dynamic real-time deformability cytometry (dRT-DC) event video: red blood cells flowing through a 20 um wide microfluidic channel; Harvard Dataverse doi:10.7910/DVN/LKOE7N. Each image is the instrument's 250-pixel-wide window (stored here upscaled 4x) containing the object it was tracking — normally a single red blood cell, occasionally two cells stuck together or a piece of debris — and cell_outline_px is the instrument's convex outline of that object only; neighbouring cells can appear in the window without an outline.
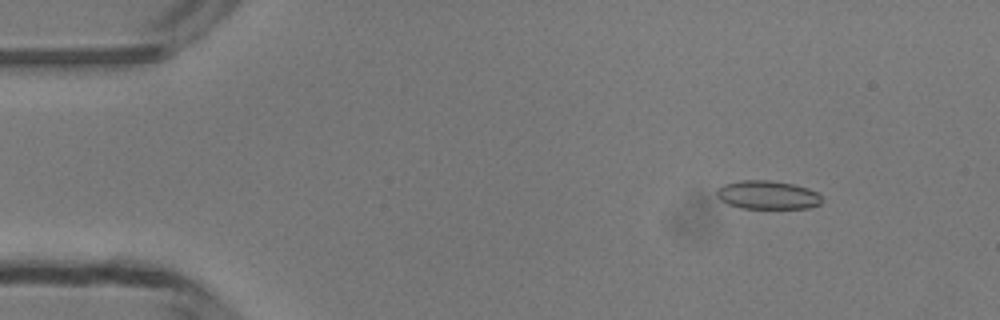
{"species": "common noctule bat (a hibernating species)", "species_latin": "Nyctalus noctula", "temperature_condition": "room temperature", "stored_images_in_passage": 48, "camera_frame_rate_fps": 3000, "um_per_image_px": 0.085, "animal": {"sex": "male", "body_mass_g": 13.3}, "frame": {"image": 1, "passage_image": 5, "time_ms": 1.333, "image_size_px": [1000, 320], "cell_outline_px": [[820, 204], [808, 208], [740, 208], [728, 204], [720, 200], [716, 196], [716, 188], [724, 184], [740, 180], [768, 180], [792, 184], [808, 188], [816, 192], [820, 196]], "centroid_in_image_um": [65.18, 16.57], "position_along_channel_um": 19.8, "area_um2": 17.46}}
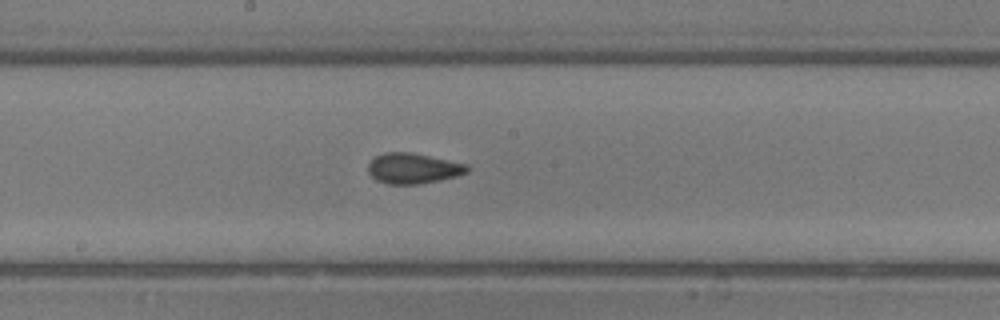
{"frame": {"image": 2, "passage_image": 25, "time_ms": 8.0, "image_size_px": [1000, 320], "cell_outline_px": [[468, 172], [456, 176], [440, 180], [420, 184], [388, 184], [376, 180], [368, 172], [368, 164], [376, 156], [384, 152], [412, 152], [468, 164]], "centroid_in_image_um": [35.11, 14.31], "position_along_channel_um": 213.1, "area_um2": 17.63}}
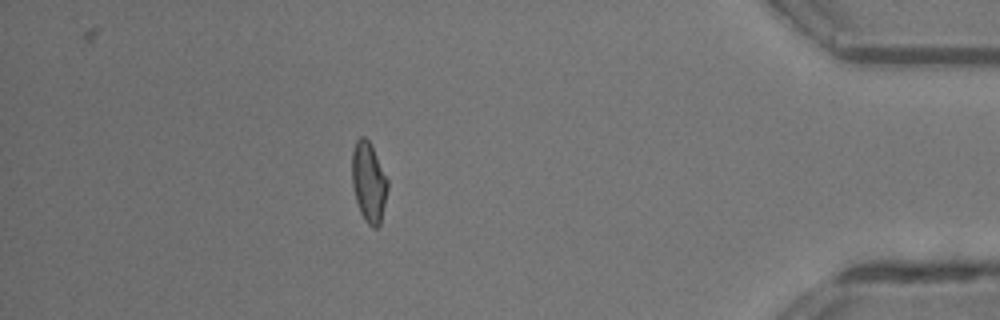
{"frame": {"image": 3, "passage_image": 42, "time_ms": 13.667, "image_size_px": [1000, 320], "cell_outline_px": [[388, 188], [380, 224], [376, 228], [372, 228], [364, 220], [360, 212], [356, 200], [352, 184], [352, 152], [356, 140], [360, 136], [364, 136], [368, 140], [388, 180]], "centroid_in_image_um": [31.33, 15.5], "position_along_channel_um": 403.9, "area_um2": 16.47}, "authors_computed_cell_mechanics": {"area_um2": 17.2244, "velocity_mm_per_s": 4.2313, "shape_relaxation_time_tau1_ms": 6.2615, "shape_relaxation_time_tau2_ms": 1.7363, "deformation_change_tau1": 0.1204, "deformation_change_tau2": 0.0565}}